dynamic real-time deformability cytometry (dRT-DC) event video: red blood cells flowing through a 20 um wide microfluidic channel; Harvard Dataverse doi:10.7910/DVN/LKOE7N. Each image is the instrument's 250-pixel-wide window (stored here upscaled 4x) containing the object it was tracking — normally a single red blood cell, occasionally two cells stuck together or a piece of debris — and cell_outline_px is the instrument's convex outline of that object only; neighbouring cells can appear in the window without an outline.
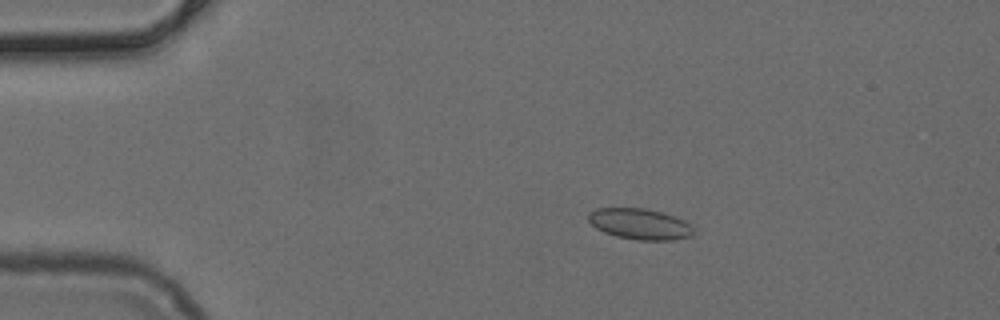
{"species": "common noctule bat (a hibernating species)", "species_latin": "Nyctalus noctula", "temperature_condition": "cold", "stored_images_in_passage": 45, "camera_frame_rate_fps": 3000, "um_per_image_px": 0.085, "animal": {"sex": "female", "body_mass_g": 24.6, "forearm_length_mm": 56.2}, "frame": {"image": 1, "passage_image": 3, "time_ms": 0.667, "image_size_px": [1000, 320], "cell_outline_px": [[692, 236], [672, 240], [636, 240], [616, 236], [604, 232], [596, 228], [588, 220], [588, 212], [596, 208], [644, 208], [660, 212], [684, 220], [692, 228]], "centroid_in_image_um": [54.34, 19.04], "position_along_channel_um": 30.7, "area_um2": 18.79}}
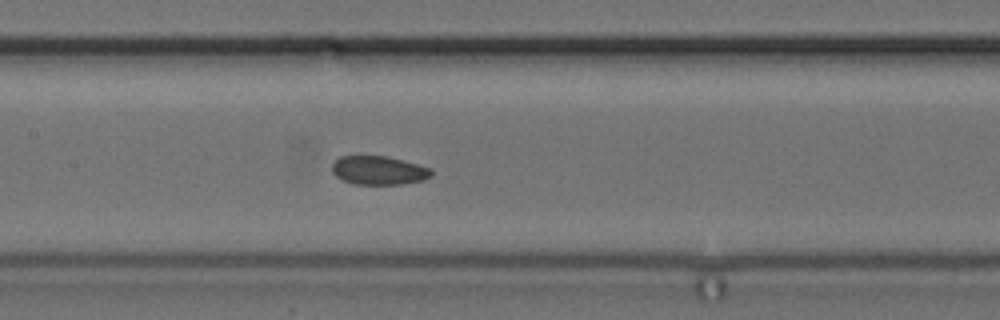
{"frame": {"image": 2, "passage_image": 18, "time_ms": 5.667, "image_size_px": [1000, 320], "cell_outline_px": [[432, 176], [424, 180], [400, 184], [356, 184], [344, 180], [336, 176], [332, 172], [332, 164], [340, 156], [388, 156], [404, 160], [432, 168]], "centroid_in_image_um": [32.22, 14.47], "position_along_channel_um": 175.2, "area_um2": 16.65}}
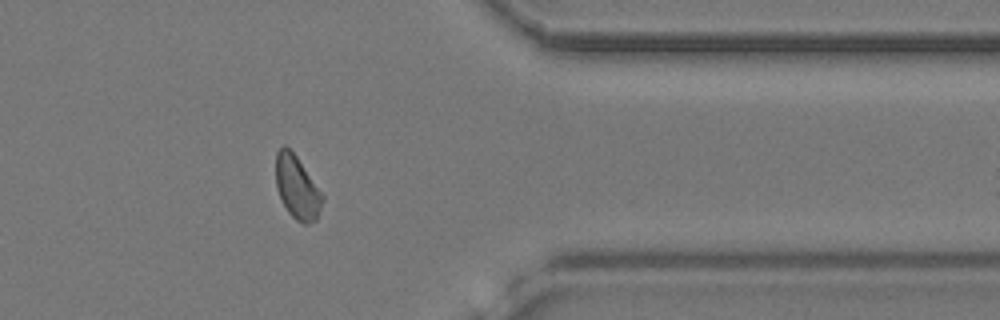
{"frame": {"image": 3, "passage_image": 35, "time_ms": 11.333, "image_size_px": [1000, 320], "cell_outline_px": [[324, 200], [316, 220], [308, 224], [304, 224], [296, 220], [288, 212], [276, 188], [276, 152], [284, 144], [296, 156], [324, 196]], "centroid_in_image_um": [25.25, 15.95], "position_along_channel_um": 386.1, "area_um2": 16.94}}